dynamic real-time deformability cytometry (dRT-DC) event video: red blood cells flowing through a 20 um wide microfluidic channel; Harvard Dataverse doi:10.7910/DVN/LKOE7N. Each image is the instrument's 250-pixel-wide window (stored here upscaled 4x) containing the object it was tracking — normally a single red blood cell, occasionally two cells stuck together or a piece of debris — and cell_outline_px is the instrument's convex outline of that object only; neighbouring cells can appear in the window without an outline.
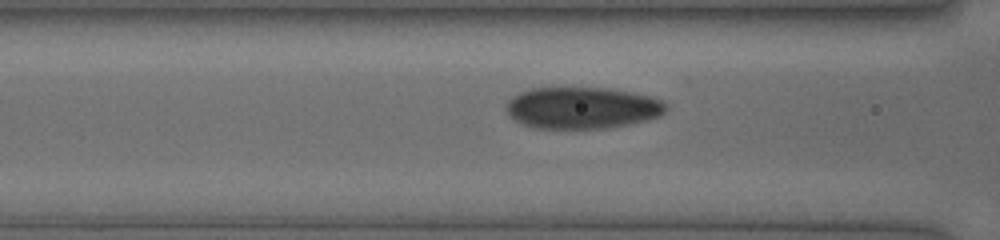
{"species": "human", "species_latin": "Homo sapiens", "temperature_condition": "cold", "stored_images_in_passage": 40, "camera_frame_rate_fps": 3000, "um_per_image_px": 0.085, "donor": {"sex": "female"}, "frame": {"image": 1, "passage_image": 8, "time_ms": 2.333, "image_size_px": [1000, 240], "cell_outline_px": [[668, 108], [660, 116], [628, 124], [608, 128], [536, 128], [524, 124], [516, 120], [504, 108], [508, 100], [512, 96], [520, 92], [532, 88], [608, 88], [632, 92], [652, 96], [668, 104]], "centroid_in_image_um": [49.5, 9.16], "position_along_channel_um": 117.1, "area_um2": 38.73}}
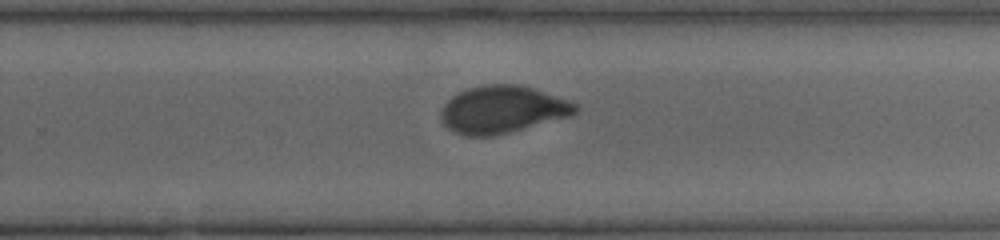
{"frame": {"image": 2, "passage_image": 21, "time_ms": 6.333, "image_size_px": [1000, 240], "cell_outline_px": [[580, 108], [576, 112], [568, 116], [508, 132], [492, 136], [468, 136], [456, 132], [448, 128], [444, 124], [440, 116], [440, 112], [444, 104], [452, 96], [468, 88], [484, 84], [520, 84], [568, 100], [576, 104]], "centroid_in_image_um": [42.67, 9.29], "position_along_channel_um": 287.1, "area_um2": 36.65}}
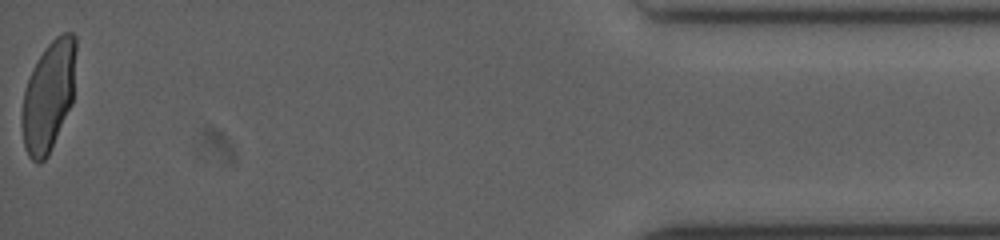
{"frame": {"image": 3, "passage_image": 40, "time_ms": 11.333, "image_size_px": [1000, 240], "cell_outline_px": [[76, 52], [72, 104], [48, 156], [40, 164], [36, 164], [28, 156], [24, 144], [20, 124], [20, 116], [24, 92], [32, 68], [44, 48], [56, 36], [64, 32], [72, 32], [76, 36]], "centroid_in_image_um": [4.11, 8.18], "position_along_channel_um": 431.1, "area_um2": 35.14}}